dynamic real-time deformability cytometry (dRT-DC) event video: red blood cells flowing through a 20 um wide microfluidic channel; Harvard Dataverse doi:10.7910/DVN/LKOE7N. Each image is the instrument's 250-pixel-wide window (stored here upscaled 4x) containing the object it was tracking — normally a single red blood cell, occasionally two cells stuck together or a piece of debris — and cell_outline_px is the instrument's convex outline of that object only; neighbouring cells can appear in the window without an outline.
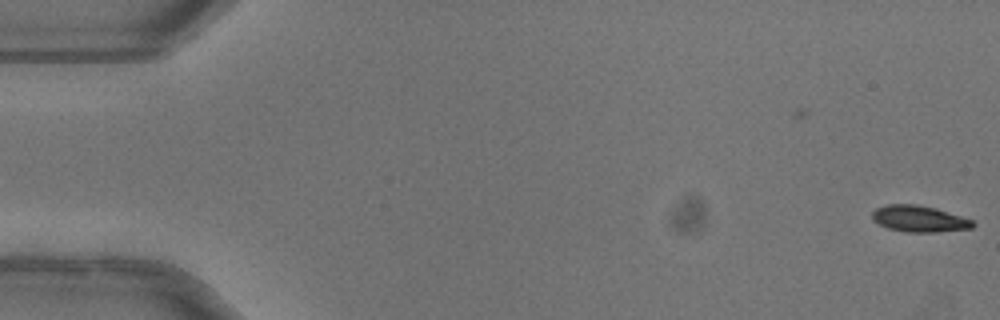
{"species": "common noctule bat (a hibernating species)", "species_latin": "Nyctalus noctula", "temperature_condition": "warm", "stored_images_in_passage": 4, "camera_frame_rate_fps": 3000, "um_per_image_px": 0.085, "animal": {"sex": "female"}, "frame": {"image": 1, "passage_image": 4, "time_ms": 1.0, "image_size_px": [1000, 320], "cell_outline_px": [[976, 224], [972, 228], [936, 232], [904, 232], [888, 228], [872, 220], [872, 212], [876, 208], [888, 204], [916, 204], [936, 208], [972, 220]], "centroid_in_image_um": [78.12, 18.6], "position_along_channel_um": 6.9, "area_um2": 15.43}}